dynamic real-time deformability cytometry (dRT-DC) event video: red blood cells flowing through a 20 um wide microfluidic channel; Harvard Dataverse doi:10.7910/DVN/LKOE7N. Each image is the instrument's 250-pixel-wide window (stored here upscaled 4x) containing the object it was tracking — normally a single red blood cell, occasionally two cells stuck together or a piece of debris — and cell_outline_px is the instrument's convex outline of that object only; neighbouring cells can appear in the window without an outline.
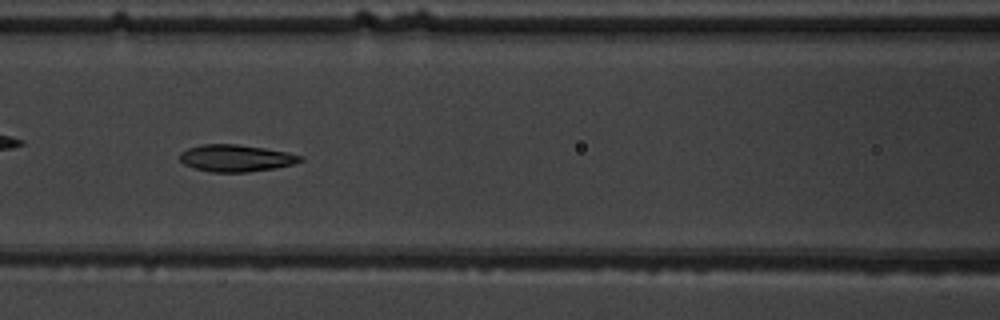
{"species": "common noctule bat (a hibernating species)", "species_latin": "Nyctalus noctula", "temperature_condition": "warm", "stored_images_in_passage": 7, "camera_frame_rate_fps": 3000, "um_per_image_px": 0.085, "animal": {"sex": "male", "body_mass_g": 19.5, "forearm_length_mm": 54.6}, "frame": {"image": 1, "passage_image": 5, "time_ms": 5.333, "image_size_px": [1000, 320], "cell_outline_px": [[304, 160], [292, 164], [276, 168], [248, 172], [212, 172], [196, 168], [184, 164], [180, 160], [180, 152], [188, 148], [200, 144], [236, 144], [264, 148], [288, 152], [304, 156]], "centroid_in_image_um": [20.07, 13.44], "position_along_channel_um": 146.5, "area_um2": 18.96}}
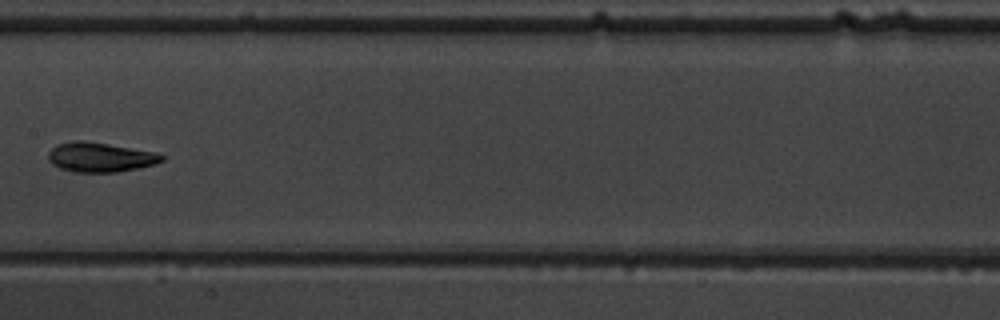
{"frame": {"image": 2, "passage_image": 6, "time_ms": 6.667, "image_size_px": [1000, 320], "cell_outline_px": [[164, 160], [156, 164], [116, 172], [72, 172], [60, 168], [52, 164], [48, 160], [48, 152], [56, 144], [72, 140], [84, 140], [108, 144], [152, 152], [164, 156]], "centroid_in_image_um": [8.45, 13.36], "position_along_channel_um": 199.0, "area_um2": 19.48}}
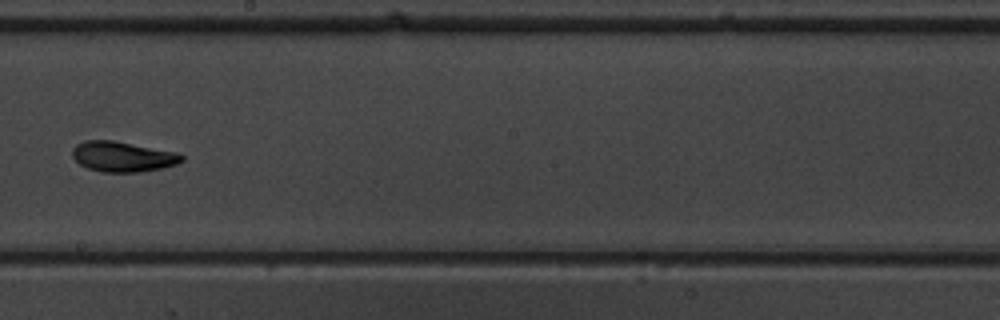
{"frame": {"image": 3, "passage_image": 7, "time_ms": 7.667, "image_size_px": [1000, 320], "cell_outline_px": [[184, 160], [176, 164], [160, 168], [136, 172], [100, 172], [88, 168], [80, 164], [72, 156], [72, 148], [76, 144], [84, 140], [112, 140], [176, 152], [184, 156]], "centroid_in_image_um": [10.39, 13.31], "position_along_channel_um": 237.8, "area_um2": 19.19}}